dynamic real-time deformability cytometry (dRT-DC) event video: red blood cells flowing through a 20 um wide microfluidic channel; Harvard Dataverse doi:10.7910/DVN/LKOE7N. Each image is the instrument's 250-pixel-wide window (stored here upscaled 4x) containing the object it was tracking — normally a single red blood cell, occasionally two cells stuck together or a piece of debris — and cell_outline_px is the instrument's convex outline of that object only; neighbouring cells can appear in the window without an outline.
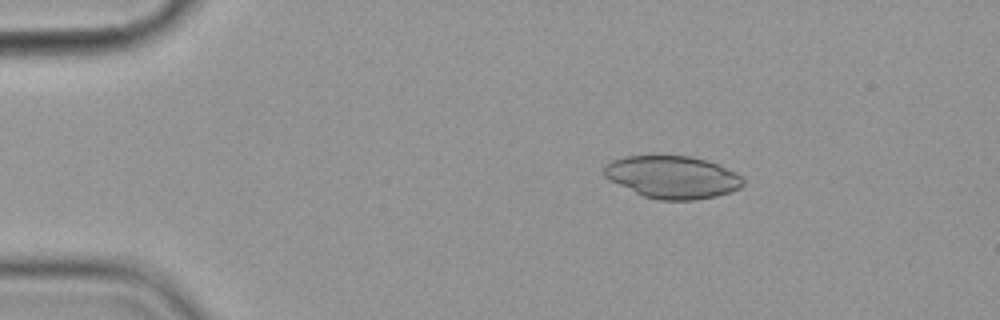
{"species": "common noctule bat (a hibernating species)", "species_latin": "Nyctalus noctula", "temperature_condition": "cold", "stored_images_in_passage": 4, "camera_frame_rate_fps": 3000, "um_per_image_px": 0.085, "animal": {"sex": "female", "body_mass_g": 19.9}, "frame": {"image": 1, "passage_image": 2, "time_ms": 1.333, "image_size_px": [1000, 320], "cell_outline_px": [[744, 184], [740, 188], [716, 196], [696, 200], [660, 200], [644, 196], [604, 176], [604, 164], [612, 160], [628, 156], [688, 156], [704, 160], [716, 164], [736, 172], [744, 176]], "centroid_in_image_um": [57.2, 15.05], "position_along_channel_um": 27.8, "area_um2": 34.04}}